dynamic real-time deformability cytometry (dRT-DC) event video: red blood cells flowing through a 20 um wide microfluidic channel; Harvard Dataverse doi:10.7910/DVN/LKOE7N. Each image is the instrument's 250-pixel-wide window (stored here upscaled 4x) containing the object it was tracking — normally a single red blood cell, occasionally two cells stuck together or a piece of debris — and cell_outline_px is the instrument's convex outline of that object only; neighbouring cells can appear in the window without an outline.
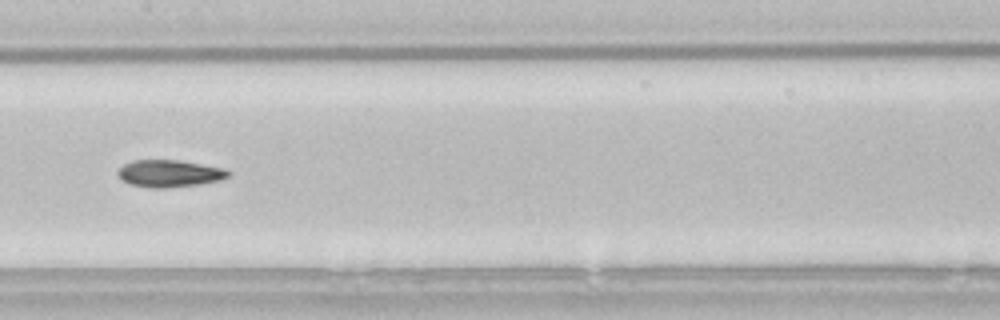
{"species": "common noctule bat (a hibernating species)", "species_latin": "Nyctalus noctula", "temperature_condition": "room temperature", "stored_images_in_passage": 40, "camera_frame_rate_fps": 3000, "um_per_image_px": 0.085, "animal": {"sex": "male", "body_mass_g": 21.5, "forearm_length_mm": 52.0}, "frame": {"image": 1, "passage_image": 18, "time_ms": 5.667, "image_size_px": [1000, 320], "cell_outline_px": [[232, 172], [228, 176], [220, 180], [200, 184], [164, 188], [152, 188], [132, 184], [124, 180], [116, 172], [124, 164], [132, 160], [176, 160], [224, 168]], "centroid_in_image_um": [14.42, 14.74], "position_along_channel_um": 193.0, "area_um2": 17.22}, "authors_computed_cell_mechanics": {"area_um2": 17.3111, "velocity_mm_per_s": 3.8129, "shape_relaxation_time_tau1_ms": 6.9506, "shape_relaxation_time_tau2_ms": 5.8965, "deformation_change_tau1": 0.17, "deformation_change_tau2": 0.1268}}